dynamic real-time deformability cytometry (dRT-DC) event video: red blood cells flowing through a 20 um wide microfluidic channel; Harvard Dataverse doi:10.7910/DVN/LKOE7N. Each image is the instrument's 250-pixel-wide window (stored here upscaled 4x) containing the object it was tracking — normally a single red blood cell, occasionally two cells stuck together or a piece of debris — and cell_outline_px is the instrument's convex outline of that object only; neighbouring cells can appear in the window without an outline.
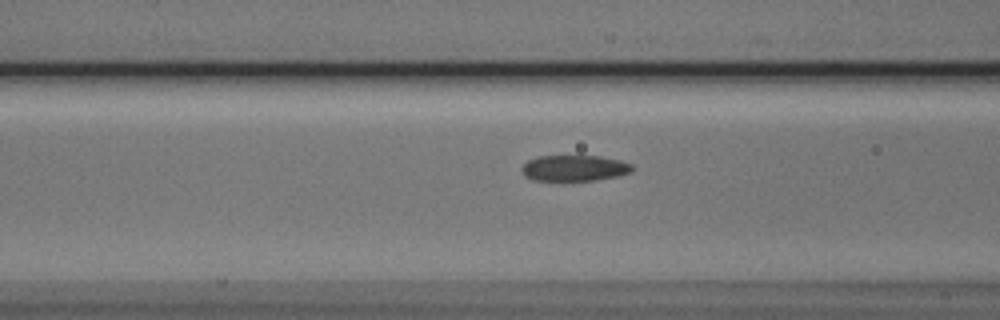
{"species": "Egyptian fruit bat (a non-hibernating species)", "species_latin": "Rousettus aegyptiacus", "temperature_condition": "cold", "stored_images_in_passage": 12, "camera_frame_rate_fps": 3000, "um_per_image_px": 0.085, "animal": {"sex": "male"}, "frame": {"image": 1, "passage_image": 10, "time_ms": 3.0, "image_size_px": [1000, 320], "cell_outline_px": [[632, 172], [616, 176], [596, 180], [532, 180], [524, 176], [520, 168], [528, 160], [540, 156], [600, 156], [620, 160], [632, 164]], "centroid_in_image_um": [48.8, 14.28], "position_along_channel_um": 117.8, "area_um2": 16.65}}